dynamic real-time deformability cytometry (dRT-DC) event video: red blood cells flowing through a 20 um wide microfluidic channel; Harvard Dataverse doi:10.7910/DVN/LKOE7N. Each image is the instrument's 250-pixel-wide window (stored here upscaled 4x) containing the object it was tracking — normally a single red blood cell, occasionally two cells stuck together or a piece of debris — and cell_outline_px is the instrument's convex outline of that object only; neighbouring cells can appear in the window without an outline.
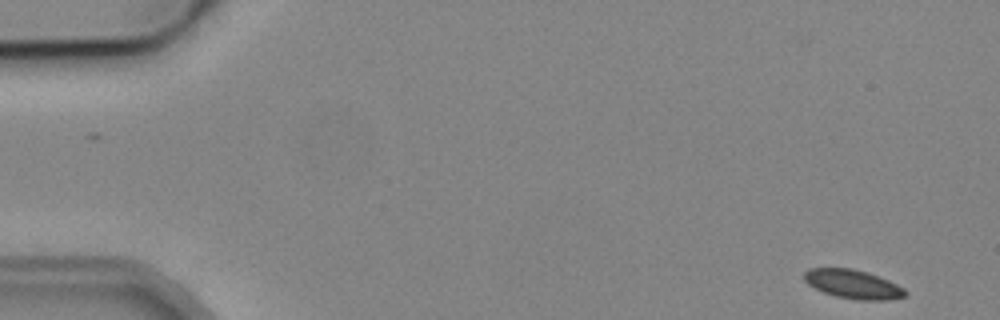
{"species": "common noctule bat (a hibernating species)", "species_latin": "Nyctalus noctula", "temperature_condition": "cold", "stored_images_in_passage": 6, "camera_frame_rate_fps": 3000, "um_per_image_px": 0.085, "animal": {"sex": "male", "body_mass_g": 19.2, "forearm_length_mm": 51.8}, "frame": {"image": 1, "passage_image": 1, "time_ms": 0.0, "image_size_px": [1000, 320], "cell_outline_px": [[908, 292], [904, 296], [888, 300], [860, 300], [836, 296], [824, 292], [808, 284], [804, 280], [804, 272], [808, 268], [852, 268], [868, 272], [888, 280], [904, 288]], "centroid_in_image_um": [72.51, 24.14], "position_along_channel_um": 12.5, "area_um2": 16.94}}
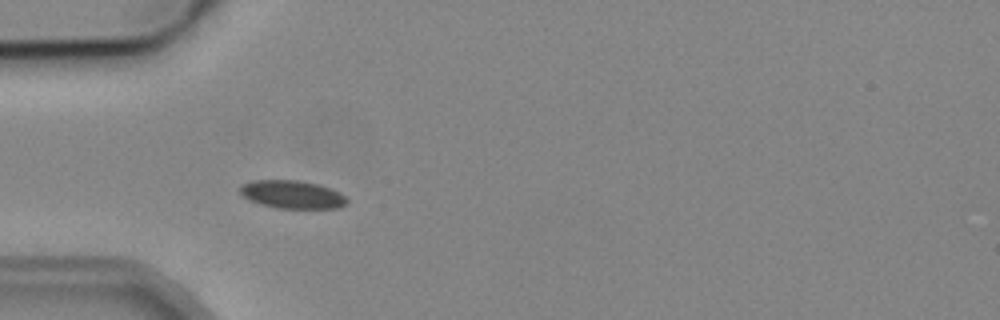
{"frame": {"image": 2, "passage_image": 5, "time_ms": 4.667, "image_size_px": [1000, 320], "cell_outline_px": [[348, 204], [340, 208], [276, 208], [260, 204], [244, 196], [240, 192], [240, 188], [244, 184], [252, 180], [296, 180], [316, 184], [328, 188], [344, 196], [348, 200]], "centroid_in_image_um": [24.84, 16.54], "position_along_channel_um": 60.2, "area_um2": 17.17}}